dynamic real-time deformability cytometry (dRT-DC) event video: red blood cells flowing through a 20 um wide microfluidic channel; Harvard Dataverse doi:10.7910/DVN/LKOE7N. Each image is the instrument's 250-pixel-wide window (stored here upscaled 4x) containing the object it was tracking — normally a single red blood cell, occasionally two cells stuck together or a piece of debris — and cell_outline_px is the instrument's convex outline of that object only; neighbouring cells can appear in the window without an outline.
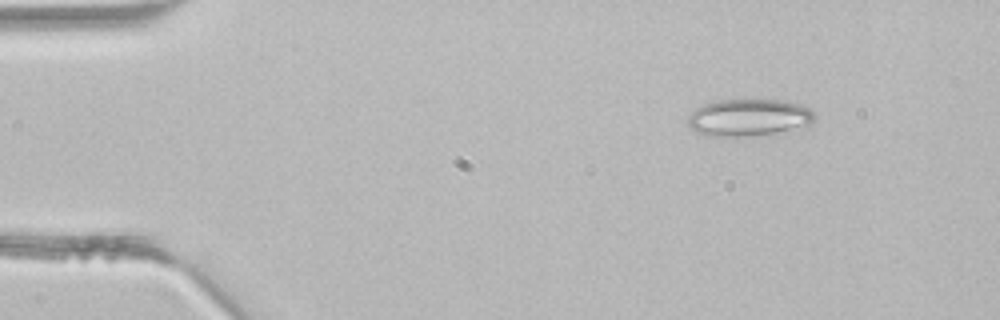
{"species": "common noctule bat (a hibernating species)", "species_latin": "Nyctalus noctula", "temperature_condition": "room temperature", "stored_images_in_passage": 3, "camera_frame_rate_fps": 3000, "um_per_image_px": 0.085, "animal": {"sex": "male", "body_mass_g": 21.5, "forearm_length_mm": 52.0}, "frame": {"image": 1, "passage_image": 2, "time_ms": 0.333, "image_size_px": [1000, 320], "cell_outline_px": [[816, 116], [812, 124], [808, 128], [748, 136], [708, 136], [696, 132], [688, 124], [688, 116], [696, 108], [704, 104], [716, 100], [784, 100], [800, 104], [808, 108]], "centroid_in_image_um": [63.7, 10.0], "position_along_channel_um": 21.3, "area_um2": 27.69}}